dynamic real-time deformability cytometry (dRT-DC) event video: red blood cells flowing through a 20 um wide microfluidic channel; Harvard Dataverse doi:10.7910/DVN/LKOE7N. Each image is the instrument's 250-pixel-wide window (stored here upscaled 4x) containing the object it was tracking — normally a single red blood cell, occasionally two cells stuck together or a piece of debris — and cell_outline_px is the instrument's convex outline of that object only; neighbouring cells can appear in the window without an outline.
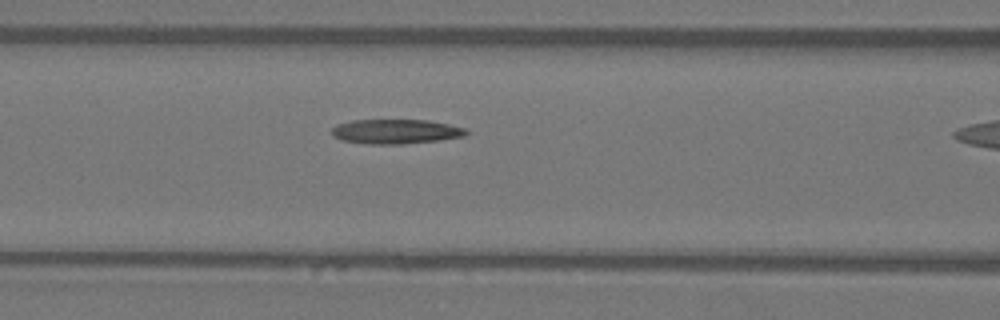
{"species": "Egyptian fruit bat (a non-hibernating species)", "species_latin": "Rousettus aegyptiacus", "temperature_condition": "warm", "stored_images_in_passage": 11, "camera_frame_rate_fps": 3000, "um_per_image_px": 0.085, "animal": {"sex": "female"}, "frame": {"image": 1, "passage_image": 10, "time_ms": 3.0, "image_size_px": [1000, 320], "cell_outline_px": [[468, 132], [464, 136], [440, 140], [400, 144], [368, 144], [340, 140], [332, 136], [332, 128], [336, 124], [352, 120], [428, 120], [448, 124], [464, 128]], "centroid_in_image_um": [33.59, 11.18], "position_along_channel_um": 133.0, "area_um2": 19.25}}